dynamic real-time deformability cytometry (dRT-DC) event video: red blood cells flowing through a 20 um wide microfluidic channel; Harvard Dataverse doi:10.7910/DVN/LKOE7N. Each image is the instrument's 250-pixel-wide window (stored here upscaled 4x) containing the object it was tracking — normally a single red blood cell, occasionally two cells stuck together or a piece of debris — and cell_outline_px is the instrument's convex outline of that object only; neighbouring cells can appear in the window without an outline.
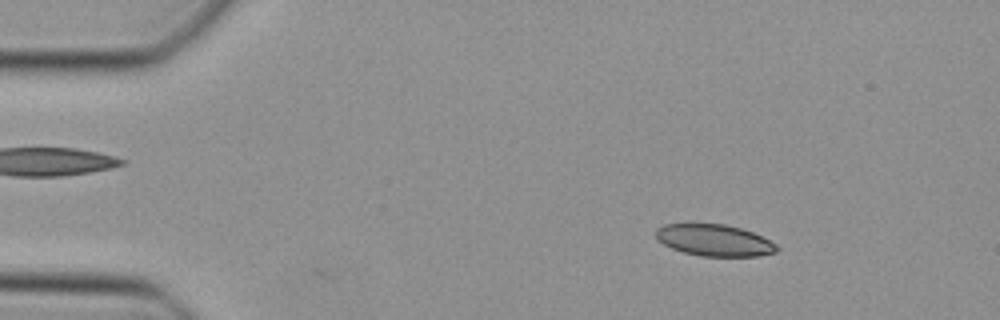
{"species": "Egyptian fruit bat (a non-hibernating species)", "species_latin": "Rousettus aegyptiacus", "temperature_condition": "cold", "stored_images_in_passage": 43, "camera_frame_rate_fps": 3000, "um_per_image_px": 0.085, "animal": {"sex": "female"}, "frame": {"image": 1, "passage_image": 6, "time_ms": 1.667, "image_size_px": [1000, 320], "cell_outline_px": [[780, 248], [776, 252], [756, 256], [700, 256], [684, 252], [672, 248], [664, 244], [656, 236], [656, 228], [664, 224], [724, 224], [740, 228], [752, 232], [776, 244]], "centroid_in_image_um": [60.72, 20.42], "position_along_channel_um": 24.3, "area_um2": 22.02}}
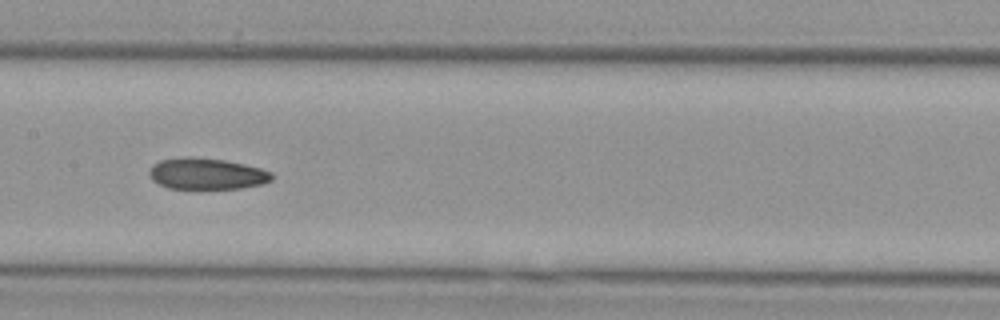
{"frame": {"image": 2, "passage_image": 23, "time_ms": 7.333, "image_size_px": [1000, 320], "cell_outline_px": [[272, 180], [260, 184], [240, 188], [200, 192], [168, 188], [152, 180], [148, 172], [152, 164], [160, 160], [184, 156], [192, 156], [224, 160], [244, 164], [260, 168], [272, 172]], "centroid_in_image_um": [17.52, 14.81], "position_along_channel_um": 189.9, "area_um2": 23.35}}
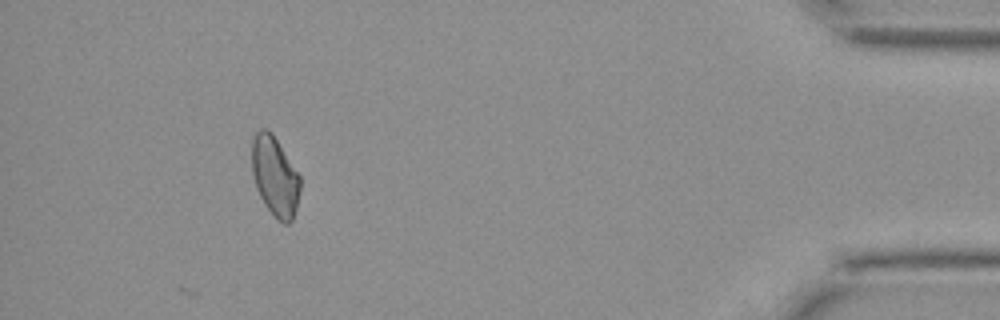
{"frame": {"image": 3, "passage_image": 43, "time_ms": 14.0, "image_size_px": [1000, 320], "cell_outline_px": [[300, 188], [296, 208], [292, 220], [288, 224], [284, 224], [276, 220], [264, 204], [256, 188], [252, 176], [252, 136], [260, 128], [264, 128], [272, 132], [300, 176]], "centroid_in_image_um": [23.35, 14.99], "position_along_channel_um": 411.9, "area_um2": 22.6}}